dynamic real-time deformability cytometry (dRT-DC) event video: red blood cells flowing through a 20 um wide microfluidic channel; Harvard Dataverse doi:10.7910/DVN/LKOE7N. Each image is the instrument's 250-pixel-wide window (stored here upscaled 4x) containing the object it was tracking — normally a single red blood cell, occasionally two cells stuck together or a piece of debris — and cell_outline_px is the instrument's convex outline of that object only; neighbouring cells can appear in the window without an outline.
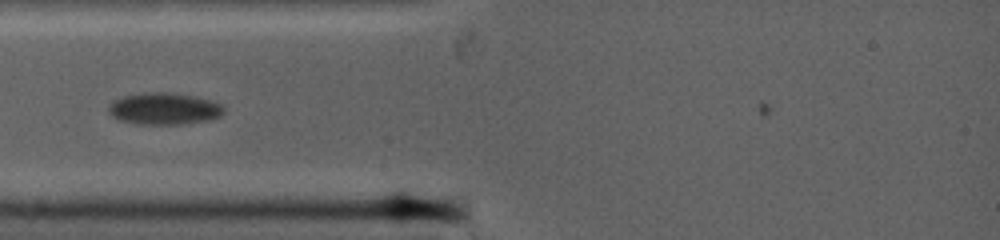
{"species": "common noctule bat (a hibernating species)", "species_latin": "Nyctalus noctula", "temperature_condition": "warm", "stored_images_in_passage": 2, "camera_frame_rate_fps": 5000, "um_per_image_px": 0.085, "animal": {"sex": "female", "body_mass_g": 19.0, "forearm_length_mm": 53.3}, "frame": {"image": 1, "passage_image": 1, "time_ms": 0.0, "image_size_px": [1000, 240], "cell_outline_px": [[468, 216], [460, 220], [400, 224], [380, 208], [376, 204], [384, 196], [396, 188], [408, 188], [464, 196], [468, 200]], "centroid_in_image_um": [35.98, 17.52], "position_along_channel_um": 49.0, "area_um2": 18.09}}